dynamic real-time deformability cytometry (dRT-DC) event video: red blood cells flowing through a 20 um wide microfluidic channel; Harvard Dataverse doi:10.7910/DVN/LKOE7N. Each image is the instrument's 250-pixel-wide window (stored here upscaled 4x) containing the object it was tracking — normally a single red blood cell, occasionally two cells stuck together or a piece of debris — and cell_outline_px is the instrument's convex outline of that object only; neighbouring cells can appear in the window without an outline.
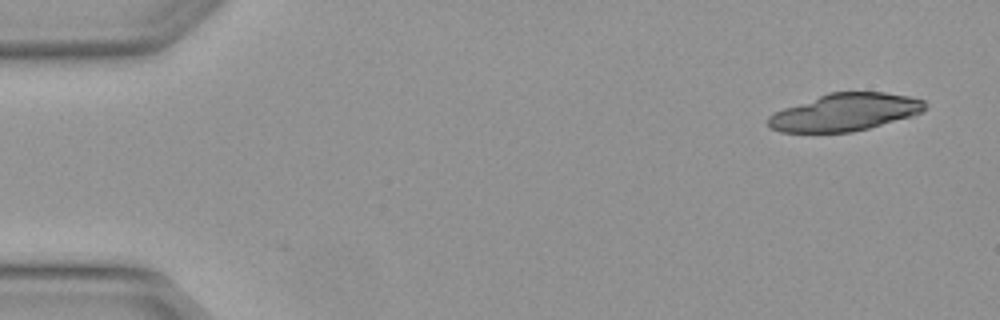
{"species": "Egyptian fruit bat (a non-hibernating species)", "species_latin": "Rousettus aegyptiacus", "temperature_condition": "warm", "stored_images_in_passage": 4, "camera_frame_rate_fps": 3000, "um_per_image_px": 0.085, "animal": {"sex": "female"}, "frame": {"image": 1, "passage_image": 1, "time_ms": 0.0, "image_size_px": [1000, 320], "cell_outline_px": [[928, 108], [924, 112], [912, 116], [868, 128], [852, 132], [780, 132], [768, 128], [768, 116], [784, 108], [828, 92], [884, 92], [908, 96], [924, 100]], "centroid_in_image_um": [71.84, 9.54], "position_along_channel_um": 13.2, "area_um2": 34.22}}